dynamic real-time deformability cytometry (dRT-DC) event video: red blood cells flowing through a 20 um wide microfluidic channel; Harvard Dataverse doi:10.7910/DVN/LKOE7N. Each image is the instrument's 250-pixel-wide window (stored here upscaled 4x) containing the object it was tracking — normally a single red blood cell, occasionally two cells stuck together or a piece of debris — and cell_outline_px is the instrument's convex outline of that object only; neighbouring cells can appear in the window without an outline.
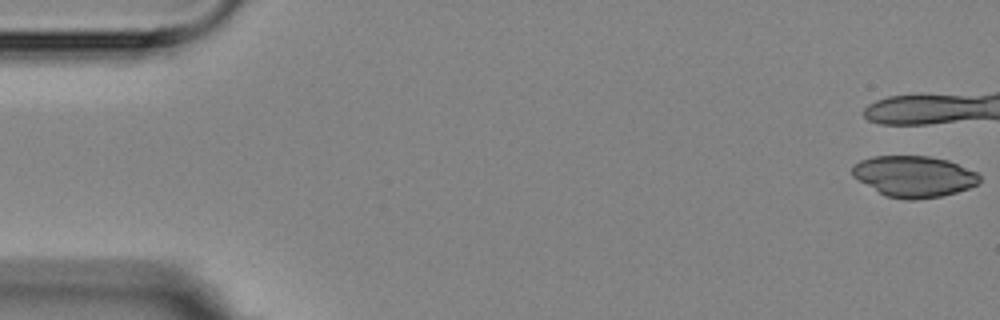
{"species": "Egyptian fruit bat (a non-hibernating species)", "species_latin": "Rousettus aegyptiacus", "temperature_condition": "room temperature", "stored_images_in_passage": 2, "camera_frame_rate_fps": 3000, "um_per_image_px": 0.085, "animal": {"sex": "female"}, "frame": {"image": 1, "passage_image": 1, "time_ms": 0.0, "image_size_px": [1000, 320], "cell_outline_px": [[980, 180], [976, 184], [968, 188], [956, 192], [940, 196], [916, 200], [908, 200], [884, 196], [852, 176], [852, 164], [860, 160], [872, 156], [928, 156], [948, 160], [976, 172], [980, 176]], "centroid_in_image_um": [77.64, 14.99], "position_along_channel_um": 7.4, "area_um2": 30.52}}